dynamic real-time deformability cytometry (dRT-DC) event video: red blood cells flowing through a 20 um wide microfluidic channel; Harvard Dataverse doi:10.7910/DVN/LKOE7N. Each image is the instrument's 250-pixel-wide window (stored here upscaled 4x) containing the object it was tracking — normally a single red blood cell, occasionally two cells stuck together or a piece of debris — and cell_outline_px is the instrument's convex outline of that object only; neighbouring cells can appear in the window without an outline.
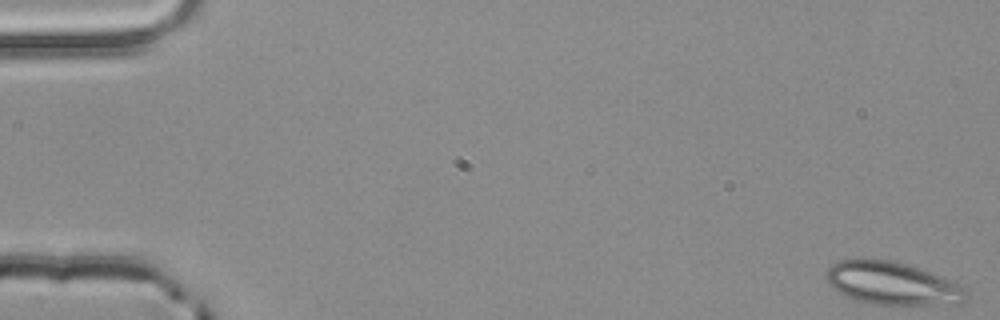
{"species": "common noctule bat (a hibernating species)", "species_latin": "Nyctalus noctula", "temperature_condition": "room temperature", "stored_images_in_passage": 5, "camera_frame_rate_fps": 3000, "um_per_image_px": 0.085, "animal": {"sex": "male", "body_mass_g": 20.4}, "frame": {"image": 1, "passage_image": 1, "time_ms": 0.0, "image_size_px": [1000, 320], "cell_outline_px": [[968, 296], [960, 304], [876, 304], [856, 300], [832, 288], [824, 280], [824, 276], [828, 268], [836, 260], [888, 260], [904, 264], [956, 280]], "centroid_in_image_um": [75.83, 24.09], "position_along_channel_um": 9.2, "area_um2": 34.62}}